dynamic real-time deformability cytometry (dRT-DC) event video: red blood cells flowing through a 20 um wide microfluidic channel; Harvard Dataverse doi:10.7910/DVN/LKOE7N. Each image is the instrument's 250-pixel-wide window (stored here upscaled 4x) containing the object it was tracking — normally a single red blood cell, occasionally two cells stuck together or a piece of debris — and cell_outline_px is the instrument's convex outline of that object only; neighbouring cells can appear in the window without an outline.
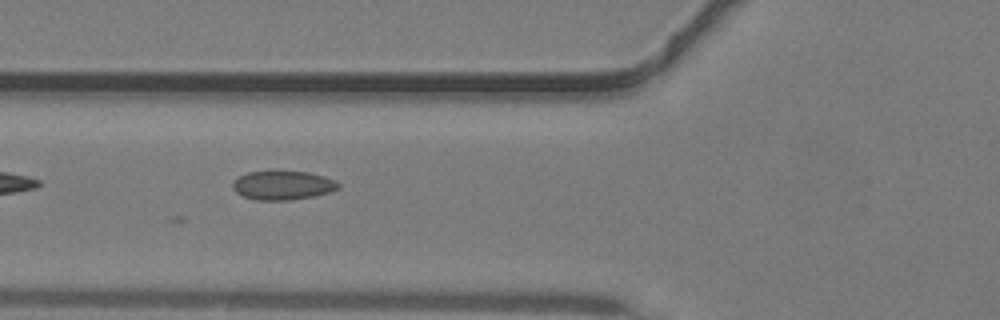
{"species": "common noctule bat (a hibernating species)", "species_latin": "Nyctalus noctula", "temperature_condition": "warm", "stored_images_in_passage": 45, "camera_frame_rate_fps": 3000, "um_per_image_px": 0.085, "animal": {"sex": "male", "body_mass_g": 19.2, "forearm_length_mm": 51.8}, "frame": {"image": 1, "passage_image": 17, "time_ms": 5.333, "image_size_px": [1000, 320], "cell_outline_px": [[340, 188], [328, 192], [312, 196], [288, 200], [256, 200], [244, 196], [236, 192], [232, 188], [232, 184], [240, 176], [248, 172], [308, 172], [324, 176], [336, 180], [340, 184]], "centroid_in_image_um": [24.06, 15.76], "position_along_channel_um": 101.7, "area_um2": 17.51}}
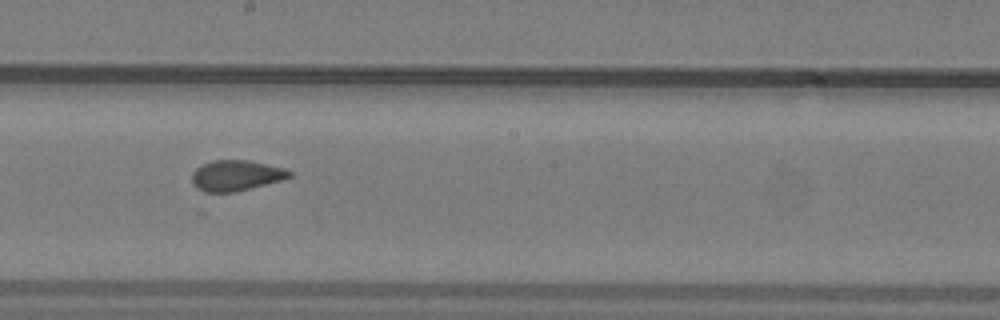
{"frame": {"image": 2, "passage_image": 25, "time_ms": 8.0, "image_size_px": [1000, 320], "cell_outline_px": [[292, 176], [280, 180], [236, 192], [204, 192], [196, 188], [192, 180], [192, 172], [196, 168], [212, 160], [248, 160], [284, 168], [292, 172]], "centroid_in_image_um": [20.04, 14.92], "position_along_channel_um": 228.2, "area_um2": 17.28}}
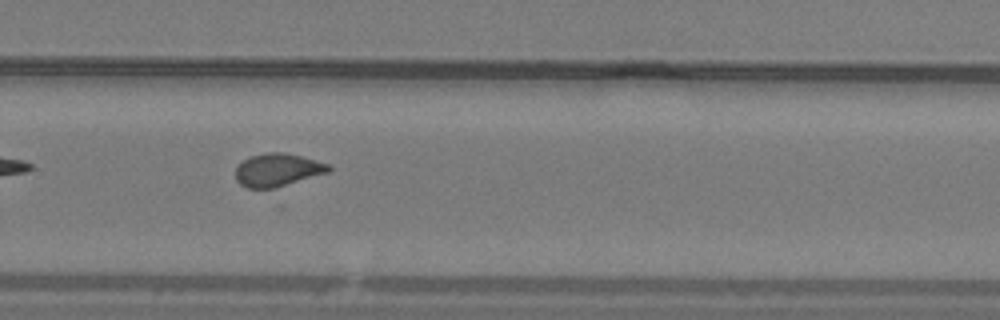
{"frame": {"image": 3, "passage_image": 30, "time_ms": 9.667, "image_size_px": [1000, 320], "cell_outline_px": [[332, 168], [328, 172], [272, 188], [248, 188], [240, 184], [236, 180], [236, 168], [248, 156], [268, 152], [284, 152], [300, 156], [328, 164]], "centroid_in_image_um": [23.55, 14.43], "position_along_channel_um": 306.2, "area_um2": 17.51}}